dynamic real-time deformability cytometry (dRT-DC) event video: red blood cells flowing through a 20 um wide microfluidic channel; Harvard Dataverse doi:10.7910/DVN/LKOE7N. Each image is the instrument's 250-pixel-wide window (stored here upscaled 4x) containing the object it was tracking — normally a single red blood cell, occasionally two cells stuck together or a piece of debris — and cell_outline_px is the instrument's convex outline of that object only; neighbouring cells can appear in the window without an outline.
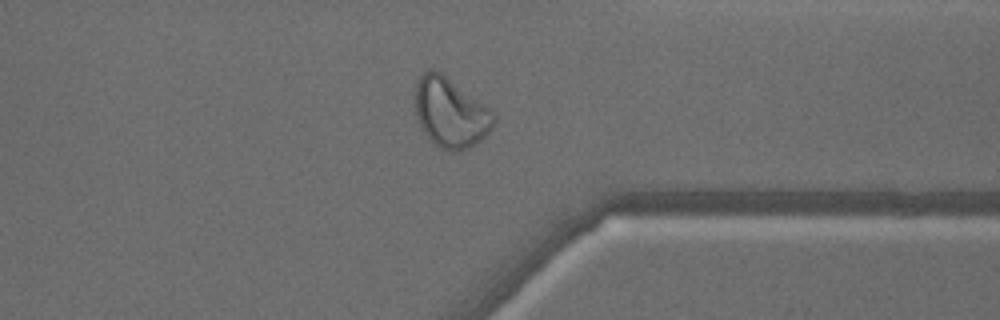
{"species": "common noctule bat (a hibernating species)", "species_latin": "Nyctalus noctula", "temperature_condition": "warm", "stored_images_in_passage": 40, "camera_frame_rate_fps": 3000, "um_per_image_px": 0.085, "animal": {"sex": "male", "body_mass_g": 18.8}, "frame": {"image": 1, "passage_image": 29, "time_ms": 9.333, "image_size_px": [1000, 320], "cell_outline_px": [[496, 120], [492, 128], [480, 140], [468, 148], [456, 152], [452, 152], [440, 148], [424, 132], [416, 116], [416, 84], [420, 76], [424, 72], [432, 68], [440, 72], [488, 108], [496, 116]], "centroid_in_image_um": [38.28, 9.59], "position_along_channel_um": 373.1, "area_um2": 31.21}}